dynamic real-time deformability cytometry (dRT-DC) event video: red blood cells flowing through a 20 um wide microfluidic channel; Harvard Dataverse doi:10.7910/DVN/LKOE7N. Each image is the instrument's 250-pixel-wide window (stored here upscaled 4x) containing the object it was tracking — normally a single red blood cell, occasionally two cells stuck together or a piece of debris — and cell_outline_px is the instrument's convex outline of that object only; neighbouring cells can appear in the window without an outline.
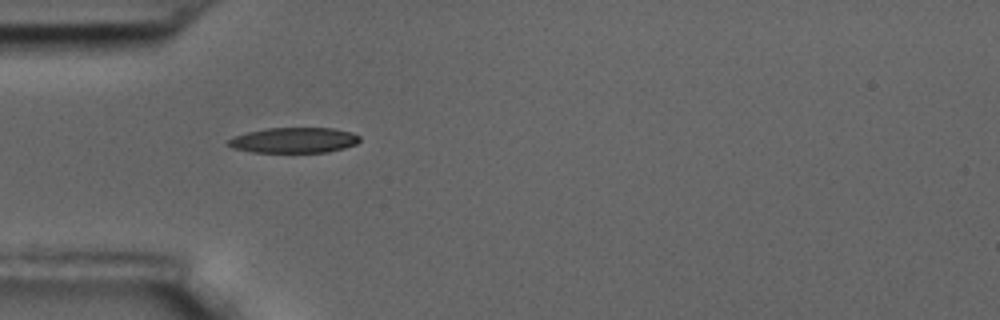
{"species": "common noctule bat (a hibernating species)", "species_latin": "Nyctalus noctula", "temperature_condition": "room temperature", "stored_images_in_passage": 41, "camera_frame_rate_fps": 3000, "um_per_image_px": 0.085, "animal": {"sex": "male", "body_mass_g": 17.5, "forearm_length_mm": 52.3}, "frame": {"image": 1, "passage_image": 1, "time_ms": 0.0, "image_size_px": [1000, 320], "cell_outline_px": [[360, 140], [356, 144], [344, 148], [328, 152], [252, 152], [232, 148], [224, 144], [232, 136], [248, 132], [268, 128], [332, 128], [352, 132], [360, 136]], "centroid_in_image_um": [24.96, 11.92], "position_along_channel_um": 60.0, "area_um2": 19.59}}
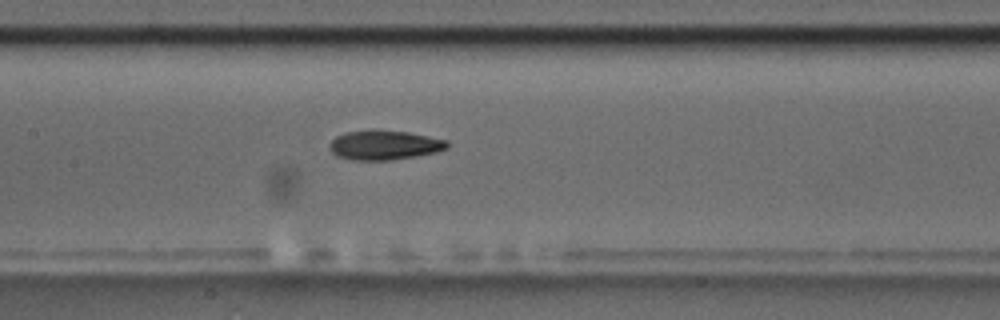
{"frame": {"image": 2, "passage_image": 11, "time_ms": 3.333, "image_size_px": [1000, 320], "cell_outline_px": [[448, 148], [436, 152], [416, 156], [388, 160], [352, 160], [336, 156], [328, 148], [328, 144], [336, 136], [344, 132], [408, 132], [448, 140]], "centroid_in_image_um": [32.66, 12.36], "position_along_channel_um": 174.7, "area_um2": 19.71}}
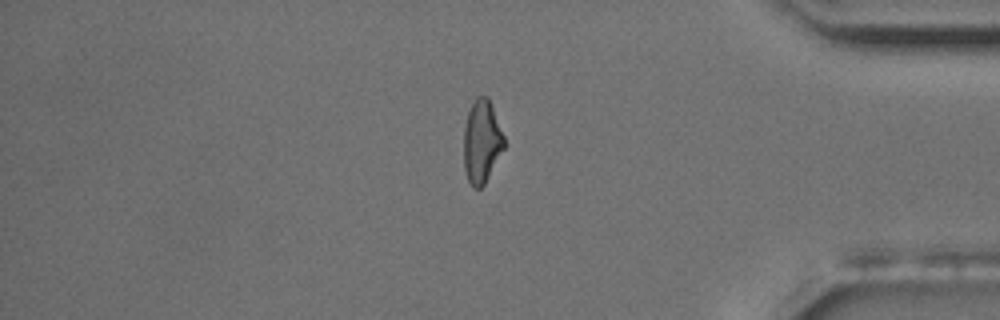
{"frame": {"image": 3, "passage_image": 32, "time_ms": 10.333, "image_size_px": [1000, 320], "cell_outline_px": [[504, 148], [484, 184], [480, 188], [472, 188], [468, 180], [464, 168], [464, 128], [468, 112], [476, 96], [488, 96], [492, 104], [504, 136]], "centroid_in_image_um": [40.94, 12.02], "position_along_channel_um": 394.3, "area_um2": 19.48}, "authors_computed_cell_mechanics": {"area_um2": 19.8254, "velocity_mm_per_s": 3.5246, "shape_relaxation_time_tau1_ms": 5.3145, "shape_relaxation_time_tau2_ms": 3.8436, "deformation_change_tau1": 0.19, "deformation_change_tau2": 0.1209}}